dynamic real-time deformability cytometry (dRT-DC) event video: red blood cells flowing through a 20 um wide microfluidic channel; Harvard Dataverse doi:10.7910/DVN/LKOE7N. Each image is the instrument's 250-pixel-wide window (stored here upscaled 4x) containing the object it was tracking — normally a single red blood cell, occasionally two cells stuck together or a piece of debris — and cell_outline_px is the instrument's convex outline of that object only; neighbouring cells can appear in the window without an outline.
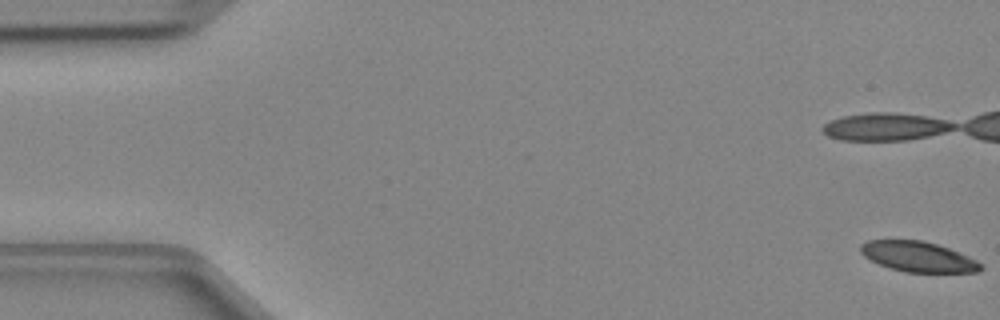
{"species": "Egyptian fruit bat (a non-hibernating species)", "species_latin": "Rousettus aegyptiacus", "temperature_condition": "cold", "stored_images_in_passage": 49, "camera_frame_rate_fps": 3000, "um_per_image_px": 0.085, "animal": {"sex": "female"}, "frame": {"image": 1, "passage_image": 1, "time_ms": 0.0, "image_size_px": [1000, 320], "cell_outline_px": [[984, 268], [980, 272], [904, 272], [888, 268], [864, 256], [860, 252], [860, 244], [868, 240], [920, 240], [936, 244], [960, 252], [984, 264]], "centroid_in_image_um": [78.07, 21.82], "position_along_channel_um": 6.9, "area_um2": 21.27}}